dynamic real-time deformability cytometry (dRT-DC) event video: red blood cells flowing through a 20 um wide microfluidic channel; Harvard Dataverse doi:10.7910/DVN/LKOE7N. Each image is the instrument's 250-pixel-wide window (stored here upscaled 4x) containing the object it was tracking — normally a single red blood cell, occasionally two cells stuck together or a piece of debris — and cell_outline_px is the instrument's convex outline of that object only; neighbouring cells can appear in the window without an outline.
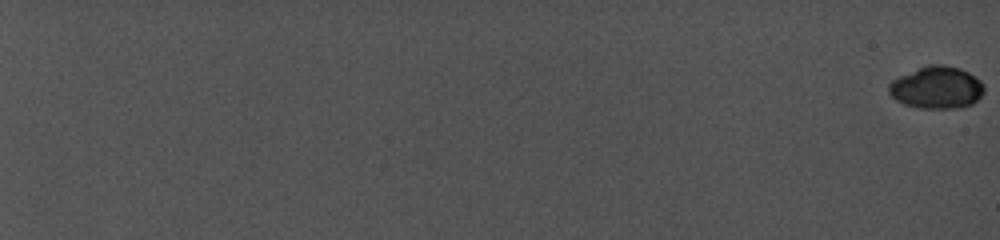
{"species": "common noctule bat (a hibernating species)", "species_latin": "Nyctalus noctula", "temperature_condition": "cold", "stored_images_in_passage": 22, "camera_frame_rate_fps": 5000, "um_per_image_px": 0.085, "animal": {"sex": "female", "body_mass_g": 19.0, "forearm_length_mm": 56.7}, "frame": {"image": 1, "passage_image": 1, "time_ms": 0.0, "image_size_px": [1000, 240], "cell_outline_px": [[984, 92], [972, 104], [960, 108], [920, 108], [904, 104], [896, 100], [888, 92], [888, 84], [892, 80], [916, 68], [928, 64], [944, 64], [960, 68], [968, 72], [980, 80], [984, 84]], "centroid_in_image_um": [79.61, 7.43], "position_along_channel_um": 5.4, "area_um2": 23.64}}